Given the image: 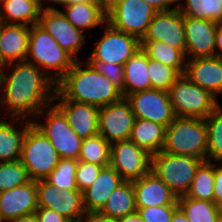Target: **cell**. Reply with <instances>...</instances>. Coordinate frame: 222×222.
<instances>
[{
  "label": "cell",
  "instance_id": "cell-52",
  "mask_svg": "<svg viewBox=\"0 0 222 222\" xmlns=\"http://www.w3.org/2000/svg\"><path fill=\"white\" fill-rule=\"evenodd\" d=\"M1 26H2V22L0 21V34H1ZM0 69H1V49H0Z\"/></svg>",
  "mask_w": 222,
  "mask_h": 222
},
{
  "label": "cell",
  "instance_id": "cell-44",
  "mask_svg": "<svg viewBox=\"0 0 222 222\" xmlns=\"http://www.w3.org/2000/svg\"><path fill=\"white\" fill-rule=\"evenodd\" d=\"M142 1L146 2L147 4L155 8L157 12L170 11L178 7V5H175L176 3L178 4V0H142Z\"/></svg>",
  "mask_w": 222,
  "mask_h": 222
},
{
  "label": "cell",
  "instance_id": "cell-32",
  "mask_svg": "<svg viewBox=\"0 0 222 222\" xmlns=\"http://www.w3.org/2000/svg\"><path fill=\"white\" fill-rule=\"evenodd\" d=\"M177 5L183 16L222 23V0H178Z\"/></svg>",
  "mask_w": 222,
  "mask_h": 222
},
{
  "label": "cell",
  "instance_id": "cell-20",
  "mask_svg": "<svg viewBox=\"0 0 222 222\" xmlns=\"http://www.w3.org/2000/svg\"><path fill=\"white\" fill-rule=\"evenodd\" d=\"M193 83L210 91L217 98L222 95V59L204 57L186 60L184 73ZM219 95V96H218Z\"/></svg>",
  "mask_w": 222,
  "mask_h": 222
},
{
  "label": "cell",
  "instance_id": "cell-29",
  "mask_svg": "<svg viewBox=\"0 0 222 222\" xmlns=\"http://www.w3.org/2000/svg\"><path fill=\"white\" fill-rule=\"evenodd\" d=\"M166 127L140 118H135L130 140L151 155L162 150Z\"/></svg>",
  "mask_w": 222,
  "mask_h": 222
},
{
  "label": "cell",
  "instance_id": "cell-37",
  "mask_svg": "<svg viewBox=\"0 0 222 222\" xmlns=\"http://www.w3.org/2000/svg\"><path fill=\"white\" fill-rule=\"evenodd\" d=\"M148 75L151 88L168 92L181 74L173 67L148 58Z\"/></svg>",
  "mask_w": 222,
  "mask_h": 222
},
{
  "label": "cell",
  "instance_id": "cell-40",
  "mask_svg": "<svg viewBox=\"0 0 222 222\" xmlns=\"http://www.w3.org/2000/svg\"><path fill=\"white\" fill-rule=\"evenodd\" d=\"M104 167L107 166L79 161L75 175L78 190L83 192L87 189L97 179Z\"/></svg>",
  "mask_w": 222,
  "mask_h": 222
},
{
  "label": "cell",
  "instance_id": "cell-2",
  "mask_svg": "<svg viewBox=\"0 0 222 222\" xmlns=\"http://www.w3.org/2000/svg\"><path fill=\"white\" fill-rule=\"evenodd\" d=\"M122 98L121 90L105 75L95 71L86 61L77 60L56 83L54 100H71L100 108Z\"/></svg>",
  "mask_w": 222,
  "mask_h": 222
},
{
  "label": "cell",
  "instance_id": "cell-31",
  "mask_svg": "<svg viewBox=\"0 0 222 222\" xmlns=\"http://www.w3.org/2000/svg\"><path fill=\"white\" fill-rule=\"evenodd\" d=\"M178 207L190 222H218L221 217L220 208L214 203L204 200L178 197Z\"/></svg>",
  "mask_w": 222,
  "mask_h": 222
},
{
  "label": "cell",
  "instance_id": "cell-5",
  "mask_svg": "<svg viewBox=\"0 0 222 222\" xmlns=\"http://www.w3.org/2000/svg\"><path fill=\"white\" fill-rule=\"evenodd\" d=\"M176 117L205 119L219 105V99L182 74L168 90ZM218 99V100H217Z\"/></svg>",
  "mask_w": 222,
  "mask_h": 222
},
{
  "label": "cell",
  "instance_id": "cell-26",
  "mask_svg": "<svg viewBox=\"0 0 222 222\" xmlns=\"http://www.w3.org/2000/svg\"><path fill=\"white\" fill-rule=\"evenodd\" d=\"M42 8L38 0H0V21L32 26L39 23Z\"/></svg>",
  "mask_w": 222,
  "mask_h": 222
},
{
  "label": "cell",
  "instance_id": "cell-28",
  "mask_svg": "<svg viewBox=\"0 0 222 222\" xmlns=\"http://www.w3.org/2000/svg\"><path fill=\"white\" fill-rule=\"evenodd\" d=\"M135 211H137V207L133 183L132 181H123L110 194L107 203L97 215L115 221Z\"/></svg>",
  "mask_w": 222,
  "mask_h": 222
},
{
  "label": "cell",
  "instance_id": "cell-23",
  "mask_svg": "<svg viewBox=\"0 0 222 222\" xmlns=\"http://www.w3.org/2000/svg\"><path fill=\"white\" fill-rule=\"evenodd\" d=\"M124 180L111 166L104 167L97 179L83 193V205L87 214H97L107 203L110 194Z\"/></svg>",
  "mask_w": 222,
  "mask_h": 222
},
{
  "label": "cell",
  "instance_id": "cell-7",
  "mask_svg": "<svg viewBox=\"0 0 222 222\" xmlns=\"http://www.w3.org/2000/svg\"><path fill=\"white\" fill-rule=\"evenodd\" d=\"M203 159L190 155H174L159 151L152 155L151 171L177 196L188 192Z\"/></svg>",
  "mask_w": 222,
  "mask_h": 222
},
{
  "label": "cell",
  "instance_id": "cell-30",
  "mask_svg": "<svg viewBox=\"0 0 222 222\" xmlns=\"http://www.w3.org/2000/svg\"><path fill=\"white\" fill-rule=\"evenodd\" d=\"M141 48L146 52L149 59L171 66L181 75L185 73L186 57L180 49L156 41H141Z\"/></svg>",
  "mask_w": 222,
  "mask_h": 222
},
{
  "label": "cell",
  "instance_id": "cell-17",
  "mask_svg": "<svg viewBox=\"0 0 222 222\" xmlns=\"http://www.w3.org/2000/svg\"><path fill=\"white\" fill-rule=\"evenodd\" d=\"M218 24L215 21L184 16L186 60L215 56V38Z\"/></svg>",
  "mask_w": 222,
  "mask_h": 222
},
{
  "label": "cell",
  "instance_id": "cell-38",
  "mask_svg": "<svg viewBox=\"0 0 222 222\" xmlns=\"http://www.w3.org/2000/svg\"><path fill=\"white\" fill-rule=\"evenodd\" d=\"M30 180L27 169L20 160L0 162V192L23 185Z\"/></svg>",
  "mask_w": 222,
  "mask_h": 222
},
{
  "label": "cell",
  "instance_id": "cell-35",
  "mask_svg": "<svg viewBox=\"0 0 222 222\" xmlns=\"http://www.w3.org/2000/svg\"><path fill=\"white\" fill-rule=\"evenodd\" d=\"M222 104L205 118L208 130L206 160L222 162Z\"/></svg>",
  "mask_w": 222,
  "mask_h": 222
},
{
  "label": "cell",
  "instance_id": "cell-8",
  "mask_svg": "<svg viewBox=\"0 0 222 222\" xmlns=\"http://www.w3.org/2000/svg\"><path fill=\"white\" fill-rule=\"evenodd\" d=\"M156 13L155 8L142 0H106L107 23L140 41Z\"/></svg>",
  "mask_w": 222,
  "mask_h": 222
},
{
  "label": "cell",
  "instance_id": "cell-14",
  "mask_svg": "<svg viewBox=\"0 0 222 222\" xmlns=\"http://www.w3.org/2000/svg\"><path fill=\"white\" fill-rule=\"evenodd\" d=\"M125 98L135 118L149 120L167 127L176 117L166 91L151 88L131 93Z\"/></svg>",
  "mask_w": 222,
  "mask_h": 222
},
{
  "label": "cell",
  "instance_id": "cell-3",
  "mask_svg": "<svg viewBox=\"0 0 222 222\" xmlns=\"http://www.w3.org/2000/svg\"><path fill=\"white\" fill-rule=\"evenodd\" d=\"M25 61L45 72L56 83L76 61L39 24L30 26L28 53Z\"/></svg>",
  "mask_w": 222,
  "mask_h": 222
},
{
  "label": "cell",
  "instance_id": "cell-45",
  "mask_svg": "<svg viewBox=\"0 0 222 222\" xmlns=\"http://www.w3.org/2000/svg\"><path fill=\"white\" fill-rule=\"evenodd\" d=\"M215 57L222 59V23H219L216 29Z\"/></svg>",
  "mask_w": 222,
  "mask_h": 222
},
{
  "label": "cell",
  "instance_id": "cell-24",
  "mask_svg": "<svg viewBox=\"0 0 222 222\" xmlns=\"http://www.w3.org/2000/svg\"><path fill=\"white\" fill-rule=\"evenodd\" d=\"M5 119L0 117V162L18 161L25 133L32 121L21 118H9L10 121ZM18 124L20 125L17 126Z\"/></svg>",
  "mask_w": 222,
  "mask_h": 222
},
{
  "label": "cell",
  "instance_id": "cell-11",
  "mask_svg": "<svg viewBox=\"0 0 222 222\" xmlns=\"http://www.w3.org/2000/svg\"><path fill=\"white\" fill-rule=\"evenodd\" d=\"M103 27V35L85 60L123 66L141 48V41L135 36L114 29L107 22Z\"/></svg>",
  "mask_w": 222,
  "mask_h": 222
},
{
  "label": "cell",
  "instance_id": "cell-25",
  "mask_svg": "<svg viewBox=\"0 0 222 222\" xmlns=\"http://www.w3.org/2000/svg\"><path fill=\"white\" fill-rule=\"evenodd\" d=\"M61 12L77 29L86 30L101 26L107 22L106 2L76 3L63 7Z\"/></svg>",
  "mask_w": 222,
  "mask_h": 222
},
{
  "label": "cell",
  "instance_id": "cell-54",
  "mask_svg": "<svg viewBox=\"0 0 222 222\" xmlns=\"http://www.w3.org/2000/svg\"><path fill=\"white\" fill-rule=\"evenodd\" d=\"M218 222H222V216L219 218V221Z\"/></svg>",
  "mask_w": 222,
  "mask_h": 222
},
{
  "label": "cell",
  "instance_id": "cell-27",
  "mask_svg": "<svg viewBox=\"0 0 222 222\" xmlns=\"http://www.w3.org/2000/svg\"><path fill=\"white\" fill-rule=\"evenodd\" d=\"M123 70V98L131 93L151 89V82L148 75V56L142 48L137 50L123 65Z\"/></svg>",
  "mask_w": 222,
  "mask_h": 222
},
{
  "label": "cell",
  "instance_id": "cell-53",
  "mask_svg": "<svg viewBox=\"0 0 222 222\" xmlns=\"http://www.w3.org/2000/svg\"><path fill=\"white\" fill-rule=\"evenodd\" d=\"M219 208H220V214L222 216V205Z\"/></svg>",
  "mask_w": 222,
  "mask_h": 222
},
{
  "label": "cell",
  "instance_id": "cell-48",
  "mask_svg": "<svg viewBox=\"0 0 222 222\" xmlns=\"http://www.w3.org/2000/svg\"><path fill=\"white\" fill-rule=\"evenodd\" d=\"M9 222H38V219L35 213H31L12 219Z\"/></svg>",
  "mask_w": 222,
  "mask_h": 222
},
{
  "label": "cell",
  "instance_id": "cell-33",
  "mask_svg": "<svg viewBox=\"0 0 222 222\" xmlns=\"http://www.w3.org/2000/svg\"><path fill=\"white\" fill-rule=\"evenodd\" d=\"M214 190V162L203 161L193 178V182L186 193V197L213 202Z\"/></svg>",
  "mask_w": 222,
  "mask_h": 222
},
{
  "label": "cell",
  "instance_id": "cell-42",
  "mask_svg": "<svg viewBox=\"0 0 222 222\" xmlns=\"http://www.w3.org/2000/svg\"><path fill=\"white\" fill-rule=\"evenodd\" d=\"M213 202L218 207L222 205V162H214Z\"/></svg>",
  "mask_w": 222,
  "mask_h": 222
},
{
  "label": "cell",
  "instance_id": "cell-15",
  "mask_svg": "<svg viewBox=\"0 0 222 222\" xmlns=\"http://www.w3.org/2000/svg\"><path fill=\"white\" fill-rule=\"evenodd\" d=\"M135 115L126 98L99 108V134L110 144L130 139Z\"/></svg>",
  "mask_w": 222,
  "mask_h": 222
},
{
  "label": "cell",
  "instance_id": "cell-9",
  "mask_svg": "<svg viewBox=\"0 0 222 222\" xmlns=\"http://www.w3.org/2000/svg\"><path fill=\"white\" fill-rule=\"evenodd\" d=\"M60 157L50 140L32 123L24 136L20 161L31 180L45 179Z\"/></svg>",
  "mask_w": 222,
  "mask_h": 222
},
{
  "label": "cell",
  "instance_id": "cell-10",
  "mask_svg": "<svg viewBox=\"0 0 222 222\" xmlns=\"http://www.w3.org/2000/svg\"><path fill=\"white\" fill-rule=\"evenodd\" d=\"M37 199L38 207L55 210L69 222H81L87 215L81 191L59 190L46 179L37 180Z\"/></svg>",
  "mask_w": 222,
  "mask_h": 222
},
{
  "label": "cell",
  "instance_id": "cell-49",
  "mask_svg": "<svg viewBox=\"0 0 222 222\" xmlns=\"http://www.w3.org/2000/svg\"><path fill=\"white\" fill-rule=\"evenodd\" d=\"M81 222H115L114 220L105 219L97 214H87Z\"/></svg>",
  "mask_w": 222,
  "mask_h": 222
},
{
  "label": "cell",
  "instance_id": "cell-41",
  "mask_svg": "<svg viewBox=\"0 0 222 222\" xmlns=\"http://www.w3.org/2000/svg\"><path fill=\"white\" fill-rule=\"evenodd\" d=\"M178 205L152 206L137 208V212L144 222H171Z\"/></svg>",
  "mask_w": 222,
  "mask_h": 222
},
{
  "label": "cell",
  "instance_id": "cell-39",
  "mask_svg": "<svg viewBox=\"0 0 222 222\" xmlns=\"http://www.w3.org/2000/svg\"><path fill=\"white\" fill-rule=\"evenodd\" d=\"M86 61L95 71L105 75L116 87H118L123 95L124 86V70L122 65L113 63H103L98 60H84Z\"/></svg>",
  "mask_w": 222,
  "mask_h": 222
},
{
  "label": "cell",
  "instance_id": "cell-13",
  "mask_svg": "<svg viewBox=\"0 0 222 222\" xmlns=\"http://www.w3.org/2000/svg\"><path fill=\"white\" fill-rule=\"evenodd\" d=\"M38 24L76 61L81 60L78 57V53L87 41L86 34L74 27L61 12L60 8L58 9V7L51 5L44 6L40 12Z\"/></svg>",
  "mask_w": 222,
  "mask_h": 222
},
{
  "label": "cell",
  "instance_id": "cell-18",
  "mask_svg": "<svg viewBox=\"0 0 222 222\" xmlns=\"http://www.w3.org/2000/svg\"><path fill=\"white\" fill-rule=\"evenodd\" d=\"M37 209V181L35 180L0 192L1 222H8L22 215L35 213Z\"/></svg>",
  "mask_w": 222,
  "mask_h": 222
},
{
  "label": "cell",
  "instance_id": "cell-46",
  "mask_svg": "<svg viewBox=\"0 0 222 222\" xmlns=\"http://www.w3.org/2000/svg\"><path fill=\"white\" fill-rule=\"evenodd\" d=\"M115 222H144L137 211L128 214L124 217L118 218Z\"/></svg>",
  "mask_w": 222,
  "mask_h": 222
},
{
  "label": "cell",
  "instance_id": "cell-1",
  "mask_svg": "<svg viewBox=\"0 0 222 222\" xmlns=\"http://www.w3.org/2000/svg\"><path fill=\"white\" fill-rule=\"evenodd\" d=\"M6 68L9 70L7 74ZM55 93L56 82L32 63L19 61L0 69L2 118L33 121L45 107L54 103Z\"/></svg>",
  "mask_w": 222,
  "mask_h": 222
},
{
  "label": "cell",
  "instance_id": "cell-43",
  "mask_svg": "<svg viewBox=\"0 0 222 222\" xmlns=\"http://www.w3.org/2000/svg\"><path fill=\"white\" fill-rule=\"evenodd\" d=\"M38 222H69L65 217L45 207H38L35 211Z\"/></svg>",
  "mask_w": 222,
  "mask_h": 222
},
{
  "label": "cell",
  "instance_id": "cell-51",
  "mask_svg": "<svg viewBox=\"0 0 222 222\" xmlns=\"http://www.w3.org/2000/svg\"><path fill=\"white\" fill-rule=\"evenodd\" d=\"M38 1H39L40 4L44 7V5H45L44 3H45V2H48V1H49V2L54 3L56 0H38ZM43 2H44V3H43Z\"/></svg>",
  "mask_w": 222,
  "mask_h": 222
},
{
  "label": "cell",
  "instance_id": "cell-6",
  "mask_svg": "<svg viewBox=\"0 0 222 222\" xmlns=\"http://www.w3.org/2000/svg\"><path fill=\"white\" fill-rule=\"evenodd\" d=\"M43 117L45 122L40 120ZM32 123L50 140L60 158L78 160L83 139L71 128L67 117L54 103L45 107Z\"/></svg>",
  "mask_w": 222,
  "mask_h": 222
},
{
  "label": "cell",
  "instance_id": "cell-22",
  "mask_svg": "<svg viewBox=\"0 0 222 222\" xmlns=\"http://www.w3.org/2000/svg\"><path fill=\"white\" fill-rule=\"evenodd\" d=\"M30 26L4 24L1 26V68L9 63L25 61L28 53Z\"/></svg>",
  "mask_w": 222,
  "mask_h": 222
},
{
  "label": "cell",
  "instance_id": "cell-34",
  "mask_svg": "<svg viewBox=\"0 0 222 222\" xmlns=\"http://www.w3.org/2000/svg\"><path fill=\"white\" fill-rule=\"evenodd\" d=\"M111 144L99 133L83 139L78 161L110 166Z\"/></svg>",
  "mask_w": 222,
  "mask_h": 222
},
{
  "label": "cell",
  "instance_id": "cell-36",
  "mask_svg": "<svg viewBox=\"0 0 222 222\" xmlns=\"http://www.w3.org/2000/svg\"><path fill=\"white\" fill-rule=\"evenodd\" d=\"M78 162L75 159L60 158L56 167L45 179L59 190L63 188L78 190L75 179Z\"/></svg>",
  "mask_w": 222,
  "mask_h": 222
},
{
  "label": "cell",
  "instance_id": "cell-16",
  "mask_svg": "<svg viewBox=\"0 0 222 222\" xmlns=\"http://www.w3.org/2000/svg\"><path fill=\"white\" fill-rule=\"evenodd\" d=\"M141 41L164 42L171 47L180 49L185 54L184 16L178 8L157 12Z\"/></svg>",
  "mask_w": 222,
  "mask_h": 222
},
{
  "label": "cell",
  "instance_id": "cell-4",
  "mask_svg": "<svg viewBox=\"0 0 222 222\" xmlns=\"http://www.w3.org/2000/svg\"><path fill=\"white\" fill-rule=\"evenodd\" d=\"M208 130L205 119L175 117L166 127L161 151L206 160Z\"/></svg>",
  "mask_w": 222,
  "mask_h": 222
},
{
  "label": "cell",
  "instance_id": "cell-50",
  "mask_svg": "<svg viewBox=\"0 0 222 222\" xmlns=\"http://www.w3.org/2000/svg\"><path fill=\"white\" fill-rule=\"evenodd\" d=\"M171 222H190L183 211L178 207L173 214Z\"/></svg>",
  "mask_w": 222,
  "mask_h": 222
},
{
  "label": "cell",
  "instance_id": "cell-21",
  "mask_svg": "<svg viewBox=\"0 0 222 222\" xmlns=\"http://www.w3.org/2000/svg\"><path fill=\"white\" fill-rule=\"evenodd\" d=\"M132 183L137 208L178 205V197L152 171Z\"/></svg>",
  "mask_w": 222,
  "mask_h": 222
},
{
  "label": "cell",
  "instance_id": "cell-12",
  "mask_svg": "<svg viewBox=\"0 0 222 222\" xmlns=\"http://www.w3.org/2000/svg\"><path fill=\"white\" fill-rule=\"evenodd\" d=\"M110 166L124 181H134L151 172L152 155L130 139L111 144Z\"/></svg>",
  "mask_w": 222,
  "mask_h": 222
},
{
  "label": "cell",
  "instance_id": "cell-19",
  "mask_svg": "<svg viewBox=\"0 0 222 222\" xmlns=\"http://www.w3.org/2000/svg\"><path fill=\"white\" fill-rule=\"evenodd\" d=\"M54 104L67 117L71 128L80 138L99 133V107L71 100H54Z\"/></svg>",
  "mask_w": 222,
  "mask_h": 222
},
{
  "label": "cell",
  "instance_id": "cell-47",
  "mask_svg": "<svg viewBox=\"0 0 222 222\" xmlns=\"http://www.w3.org/2000/svg\"><path fill=\"white\" fill-rule=\"evenodd\" d=\"M86 2H106V0H56L54 4H59L62 7L67 5H72L76 3H86Z\"/></svg>",
  "mask_w": 222,
  "mask_h": 222
}]
</instances>
